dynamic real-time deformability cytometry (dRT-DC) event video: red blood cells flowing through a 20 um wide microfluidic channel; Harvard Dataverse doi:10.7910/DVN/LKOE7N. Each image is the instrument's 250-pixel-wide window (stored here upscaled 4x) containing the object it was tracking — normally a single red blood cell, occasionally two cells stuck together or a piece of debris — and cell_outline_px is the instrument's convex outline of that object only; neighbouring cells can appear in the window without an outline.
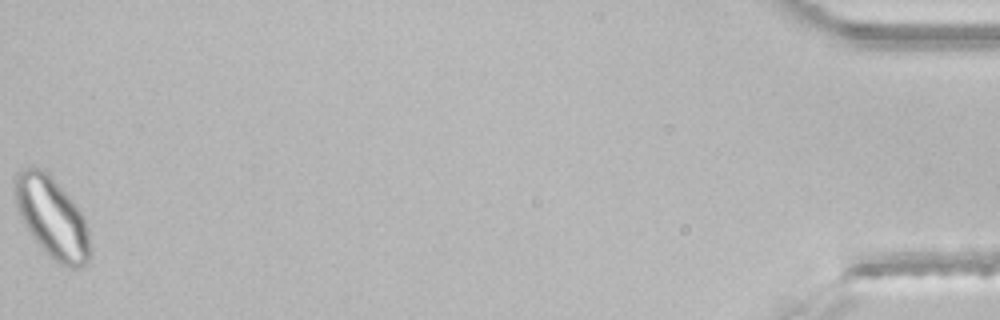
{"species": "common noctule bat (a hibernating species)", "species_latin": "Nyctalus noctula", "temperature_condition": "room temperature", "stored_images_in_passage": 49, "segment_of_instrument_passage": [2, 2], "camera_frame_rate_fps": 3000, "um_per_image_px": 0.085, "animal": {"sex": "male", "body_mass_g": 21.5, "forearm_length_mm": 52.0}, "frame": {"image": 1, "passage_image": 49, "time_ms": 16.0, "image_size_px": [1000, 320], "cell_outline_px": [[92, 256], [80, 268], [72, 268], [60, 264], [48, 256], [44, 252], [32, 236], [24, 224], [16, 208], [12, 192], [16, 172], [20, 168], [32, 164], [40, 168], [72, 200], [80, 212], [88, 228], [92, 248]], "centroid_in_image_um": [4.39, 18.51], "position_along_channel_um": 430.8, "area_um2": 35.66}}